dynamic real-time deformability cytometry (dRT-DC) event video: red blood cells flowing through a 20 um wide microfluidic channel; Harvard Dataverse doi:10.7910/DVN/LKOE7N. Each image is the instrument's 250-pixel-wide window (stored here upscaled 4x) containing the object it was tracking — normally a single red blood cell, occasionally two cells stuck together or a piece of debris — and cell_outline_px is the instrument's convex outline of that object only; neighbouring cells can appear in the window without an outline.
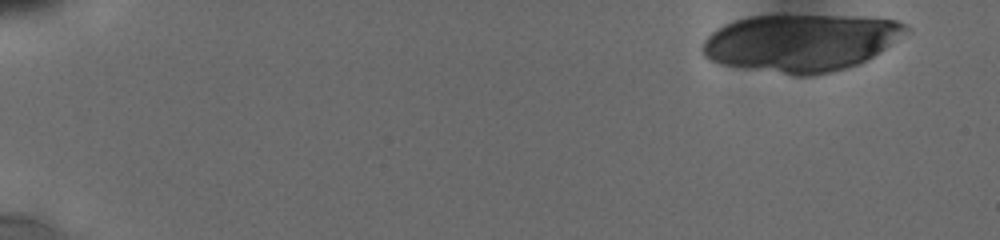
{"species": "human", "species_latin": "Homo sapiens", "temperature_condition": "cold", "stored_images_in_passage": 9, "camera_frame_rate_fps": 3000, "um_per_image_px": 0.085, "donor": {"sex": "male"}, "frame": {"image": 1, "passage_image": 1, "time_ms": 0.0, "image_size_px": [1000, 240], "cell_outline_px": [[912, 32], [860, 64], [848, 68], [832, 72], [812, 76], [796, 76], [720, 64], [704, 56], [700, 52], [700, 44], [716, 28], [724, 24], [748, 16], [864, 16], [896, 20], [908, 24], [912, 28]], "centroid_in_image_um": [68.13, 3.63], "position_along_channel_um": 16.9, "area_um2": 68.9}}